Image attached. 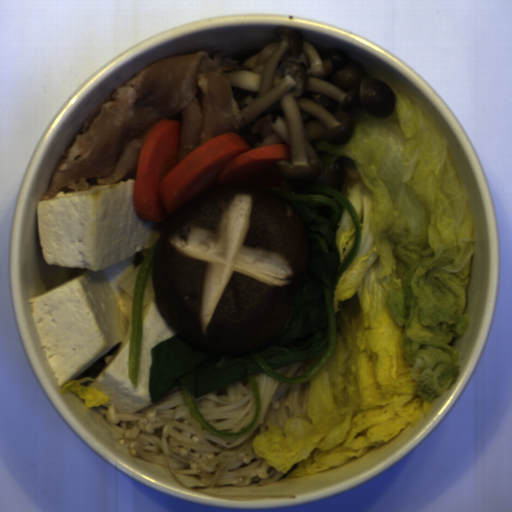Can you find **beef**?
Wrapping results in <instances>:
<instances>
[{
  "mask_svg": "<svg viewBox=\"0 0 512 512\" xmlns=\"http://www.w3.org/2000/svg\"><path fill=\"white\" fill-rule=\"evenodd\" d=\"M239 65L222 51L210 57L198 50L159 59L126 78L82 123L40 201L136 181L142 144L161 118L179 122L176 164L214 137L243 136L242 112L225 74Z\"/></svg>",
  "mask_w": 512,
  "mask_h": 512,
  "instance_id": "obj_1",
  "label": "beef"
}]
</instances>
